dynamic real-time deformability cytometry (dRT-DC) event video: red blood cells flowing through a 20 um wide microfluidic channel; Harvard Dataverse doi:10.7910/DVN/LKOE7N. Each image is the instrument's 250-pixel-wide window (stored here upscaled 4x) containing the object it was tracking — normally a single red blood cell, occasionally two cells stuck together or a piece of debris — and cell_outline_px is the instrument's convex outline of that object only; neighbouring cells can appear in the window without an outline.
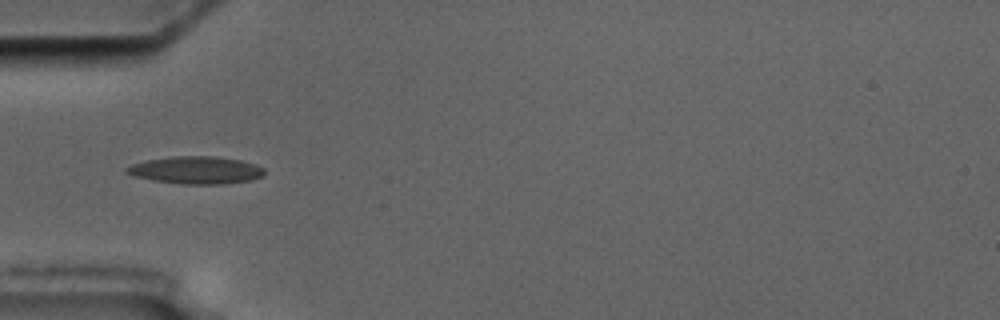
{"species": "common noctule bat (a hibernating species)", "species_latin": "Nyctalus noctula", "temperature_condition": "cold", "stored_images_in_passage": 11, "camera_frame_rate_fps": 3000, "um_per_image_px": 0.085, "animal": {"sex": "male", "body_mass_g": 17.5, "forearm_length_mm": 52.3}, "frame": {"image": 1, "passage_image": 5, "time_ms": 6.0, "image_size_px": [1000, 320], "cell_outline_px": [[264, 176], [252, 180], [224, 184], [180, 184], [152, 180], [132, 176], [124, 172], [124, 168], [132, 164], [148, 160], [172, 156], [216, 156], [240, 160], [256, 164], [264, 168]], "centroid_in_image_um": [16.66, 14.46], "position_along_channel_um": 68.3, "area_um2": 22.31}}
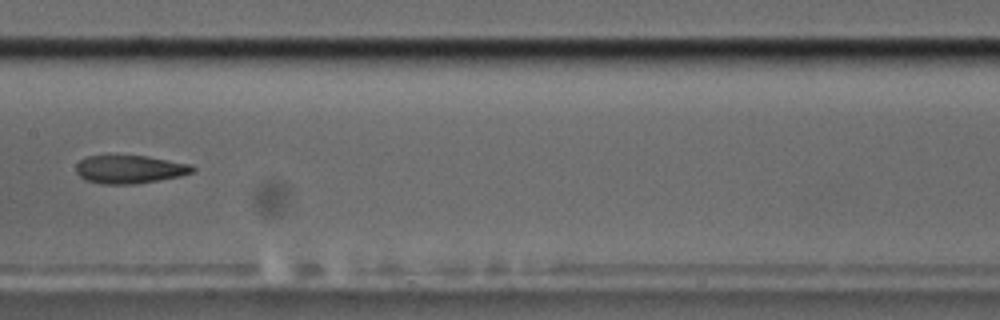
{"frame": {"image": 2, "passage_image": 8, "time_ms": 9.667, "image_size_px": [1000, 320], "cell_outline_px": [[196, 168], [192, 172], [180, 176], [136, 184], [100, 184], [84, 180], [76, 172], [76, 164], [80, 160], [88, 156], [148, 156], [192, 164]], "centroid_in_image_um": [11.03, 14.4], "position_along_channel_um": 196.4, "area_um2": 19.19}}